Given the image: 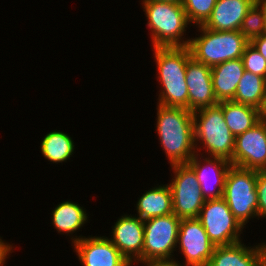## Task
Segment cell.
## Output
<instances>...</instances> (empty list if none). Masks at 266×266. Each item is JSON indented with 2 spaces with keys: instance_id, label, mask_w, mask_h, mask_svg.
Returning a JSON list of instances; mask_svg holds the SVG:
<instances>
[{
  "instance_id": "cell-13",
  "label": "cell",
  "mask_w": 266,
  "mask_h": 266,
  "mask_svg": "<svg viewBox=\"0 0 266 266\" xmlns=\"http://www.w3.org/2000/svg\"><path fill=\"white\" fill-rule=\"evenodd\" d=\"M114 223L111 238L108 239L132 266L139 265L144 246V221L138 216L123 213Z\"/></svg>"
},
{
  "instance_id": "cell-5",
  "label": "cell",
  "mask_w": 266,
  "mask_h": 266,
  "mask_svg": "<svg viewBox=\"0 0 266 266\" xmlns=\"http://www.w3.org/2000/svg\"><path fill=\"white\" fill-rule=\"evenodd\" d=\"M200 35L191 37L188 45L191 56L199 62L213 67L217 64L242 58L250 43L240 30L215 31L197 26Z\"/></svg>"
},
{
  "instance_id": "cell-31",
  "label": "cell",
  "mask_w": 266,
  "mask_h": 266,
  "mask_svg": "<svg viewBox=\"0 0 266 266\" xmlns=\"http://www.w3.org/2000/svg\"><path fill=\"white\" fill-rule=\"evenodd\" d=\"M258 109V121L266 125V94L261 100Z\"/></svg>"
},
{
  "instance_id": "cell-33",
  "label": "cell",
  "mask_w": 266,
  "mask_h": 266,
  "mask_svg": "<svg viewBox=\"0 0 266 266\" xmlns=\"http://www.w3.org/2000/svg\"><path fill=\"white\" fill-rule=\"evenodd\" d=\"M262 266H266V241H264V252L262 256Z\"/></svg>"
},
{
  "instance_id": "cell-32",
  "label": "cell",
  "mask_w": 266,
  "mask_h": 266,
  "mask_svg": "<svg viewBox=\"0 0 266 266\" xmlns=\"http://www.w3.org/2000/svg\"><path fill=\"white\" fill-rule=\"evenodd\" d=\"M254 3L261 10L263 17H264V20H265V24H266V0H254Z\"/></svg>"
},
{
  "instance_id": "cell-2",
  "label": "cell",
  "mask_w": 266,
  "mask_h": 266,
  "mask_svg": "<svg viewBox=\"0 0 266 266\" xmlns=\"http://www.w3.org/2000/svg\"><path fill=\"white\" fill-rule=\"evenodd\" d=\"M159 85L157 104L166 107L188 109V86L185 80L186 66L192 57L186 47H154L152 50Z\"/></svg>"
},
{
  "instance_id": "cell-23",
  "label": "cell",
  "mask_w": 266,
  "mask_h": 266,
  "mask_svg": "<svg viewBox=\"0 0 266 266\" xmlns=\"http://www.w3.org/2000/svg\"><path fill=\"white\" fill-rule=\"evenodd\" d=\"M265 94L266 78L245 70L232 101L258 108Z\"/></svg>"
},
{
  "instance_id": "cell-21",
  "label": "cell",
  "mask_w": 266,
  "mask_h": 266,
  "mask_svg": "<svg viewBox=\"0 0 266 266\" xmlns=\"http://www.w3.org/2000/svg\"><path fill=\"white\" fill-rule=\"evenodd\" d=\"M223 111L225 122L231 133L236 137L252 128L258 121V109L231 101H221L218 104Z\"/></svg>"
},
{
  "instance_id": "cell-18",
  "label": "cell",
  "mask_w": 266,
  "mask_h": 266,
  "mask_svg": "<svg viewBox=\"0 0 266 266\" xmlns=\"http://www.w3.org/2000/svg\"><path fill=\"white\" fill-rule=\"evenodd\" d=\"M244 71L242 58L228 60L211 67L213 91L218 102L234 99Z\"/></svg>"
},
{
  "instance_id": "cell-8",
  "label": "cell",
  "mask_w": 266,
  "mask_h": 266,
  "mask_svg": "<svg viewBox=\"0 0 266 266\" xmlns=\"http://www.w3.org/2000/svg\"><path fill=\"white\" fill-rule=\"evenodd\" d=\"M214 246H223L243 241L244 227L221 199L206 200L197 218Z\"/></svg>"
},
{
  "instance_id": "cell-7",
  "label": "cell",
  "mask_w": 266,
  "mask_h": 266,
  "mask_svg": "<svg viewBox=\"0 0 266 266\" xmlns=\"http://www.w3.org/2000/svg\"><path fill=\"white\" fill-rule=\"evenodd\" d=\"M180 221L174 213L144 220L142 263L176 258Z\"/></svg>"
},
{
  "instance_id": "cell-9",
  "label": "cell",
  "mask_w": 266,
  "mask_h": 266,
  "mask_svg": "<svg viewBox=\"0 0 266 266\" xmlns=\"http://www.w3.org/2000/svg\"><path fill=\"white\" fill-rule=\"evenodd\" d=\"M172 192L173 213L180 219L198 218L205 198L202 195L195 172L187 165H172Z\"/></svg>"
},
{
  "instance_id": "cell-22",
  "label": "cell",
  "mask_w": 266,
  "mask_h": 266,
  "mask_svg": "<svg viewBox=\"0 0 266 266\" xmlns=\"http://www.w3.org/2000/svg\"><path fill=\"white\" fill-rule=\"evenodd\" d=\"M73 138L63 131H50L42 138L40 151L42 156L53 164L67 162L75 154Z\"/></svg>"
},
{
  "instance_id": "cell-11",
  "label": "cell",
  "mask_w": 266,
  "mask_h": 266,
  "mask_svg": "<svg viewBox=\"0 0 266 266\" xmlns=\"http://www.w3.org/2000/svg\"><path fill=\"white\" fill-rule=\"evenodd\" d=\"M232 165L266 170V125L258 122L235 137Z\"/></svg>"
},
{
  "instance_id": "cell-25",
  "label": "cell",
  "mask_w": 266,
  "mask_h": 266,
  "mask_svg": "<svg viewBox=\"0 0 266 266\" xmlns=\"http://www.w3.org/2000/svg\"><path fill=\"white\" fill-rule=\"evenodd\" d=\"M217 0H183L185 14L191 24L196 27L204 25L211 16Z\"/></svg>"
},
{
  "instance_id": "cell-24",
  "label": "cell",
  "mask_w": 266,
  "mask_h": 266,
  "mask_svg": "<svg viewBox=\"0 0 266 266\" xmlns=\"http://www.w3.org/2000/svg\"><path fill=\"white\" fill-rule=\"evenodd\" d=\"M240 33L251 42L266 33V24L259 7L253 3L243 19Z\"/></svg>"
},
{
  "instance_id": "cell-28",
  "label": "cell",
  "mask_w": 266,
  "mask_h": 266,
  "mask_svg": "<svg viewBox=\"0 0 266 266\" xmlns=\"http://www.w3.org/2000/svg\"><path fill=\"white\" fill-rule=\"evenodd\" d=\"M14 244H10L2 239L0 236V266H6L7 263L6 260L11 255L10 253H13L16 246H13ZM14 248V249H13Z\"/></svg>"
},
{
  "instance_id": "cell-3",
  "label": "cell",
  "mask_w": 266,
  "mask_h": 266,
  "mask_svg": "<svg viewBox=\"0 0 266 266\" xmlns=\"http://www.w3.org/2000/svg\"><path fill=\"white\" fill-rule=\"evenodd\" d=\"M141 4L147 17L146 26L150 31L153 48L189 45L190 37L185 38V36L188 25L191 27V24L182 3L142 0Z\"/></svg>"
},
{
  "instance_id": "cell-16",
  "label": "cell",
  "mask_w": 266,
  "mask_h": 266,
  "mask_svg": "<svg viewBox=\"0 0 266 266\" xmlns=\"http://www.w3.org/2000/svg\"><path fill=\"white\" fill-rule=\"evenodd\" d=\"M242 242L215 246L207 266H262L264 241L254 246Z\"/></svg>"
},
{
  "instance_id": "cell-27",
  "label": "cell",
  "mask_w": 266,
  "mask_h": 266,
  "mask_svg": "<svg viewBox=\"0 0 266 266\" xmlns=\"http://www.w3.org/2000/svg\"><path fill=\"white\" fill-rule=\"evenodd\" d=\"M256 191L258 195V220L266 219V170L257 171Z\"/></svg>"
},
{
  "instance_id": "cell-4",
  "label": "cell",
  "mask_w": 266,
  "mask_h": 266,
  "mask_svg": "<svg viewBox=\"0 0 266 266\" xmlns=\"http://www.w3.org/2000/svg\"><path fill=\"white\" fill-rule=\"evenodd\" d=\"M196 153L220 157L231 162L235 137L225 122L222 108L217 104L193 112ZM205 149V152L201 150Z\"/></svg>"
},
{
  "instance_id": "cell-15",
  "label": "cell",
  "mask_w": 266,
  "mask_h": 266,
  "mask_svg": "<svg viewBox=\"0 0 266 266\" xmlns=\"http://www.w3.org/2000/svg\"><path fill=\"white\" fill-rule=\"evenodd\" d=\"M185 80L188 86L189 111L219 104L213 91L210 66L191 57L187 62Z\"/></svg>"
},
{
  "instance_id": "cell-17",
  "label": "cell",
  "mask_w": 266,
  "mask_h": 266,
  "mask_svg": "<svg viewBox=\"0 0 266 266\" xmlns=\"http://www.w3.org/2000/svg\"><path fill=\"white\" fill-rule=\"evenodd\" d=\"M253 3L254 0H217L211 16L203 26L215 31L240 30Z\"/></svg>"
},
{
  "instance_id": "cell-30",
  "label": "cell",
  "mask_w": 266,
  "mask_h": 266,
  "mask_svg": "<svg viewBox=\"0 0 266 266\" xmlns=\"http://www.w3.org/2000/svg\"><path fill=\"white\" fill-rule=\"evenodd\" d=\"M250 43L266 59V33L253 39Z\"/></svg>"
},
{
  "instance_id": "cell-12",
  "label": "cell",
  "mask_w": 266,
  "mask_h": 266,
  "mask_svg": "<svg viewBox=\"0 0 266 266\" xmlns=\"http://www.w3.org/2000/svg\"><path fill=\"white\" fill-rule=\"evenodd\" d=\"M187 165L195 172L205 200L223 198L230 161L220 157L195 154Z\"/></svg>"
},
{
  "instance_id": "cell-29",
  "label": "cell",
  "mask_w": 266,
  "mask_h": 266,
  "mask_svg": "<svg viewBox=\"0 0 266 266\" xmlns=\"http://www.w3.org/2000/svg\"><path fill=\"white\" fill-rule=\"evenodd\" d=\"M142 266H186L181 264L176 259H168V260H153L141 263Z\"/></svg>"
},
{
  "instance_id": "cell-26",
  "label": "cell",
  "mask_w": 266,
  "mask_h": 266,
  "mask_svg": "<svg viewBox=\"0 0 266 266\" xmlns=\"http://www.w3.org/2000/svg\"><path fill=\"white\" fill-rule=\"evenodd\" d=\"M244 69L266 78V59L249 43L242 55Z\"/></svg>"
},
{
  "instance_id": "cell-1",
  "label": "cell",
  "mask_w": 266,
  "mask_h": 266,
  "mask_svg": "<svg viewBox=\"0 0 266 266\" xmlns=\"http://www.w3.org/2000/svg\"><path fill=\"white\" fill-rule=\"evenodd\" d=\"M156 133L170 166L187 164L196 154L193 112L157 104Z\"/></svg>"
},
{
  "instance_id": "cell-19",
  "label": "cell",
  "mask_w": 266,
  "mask_h": 266,
  "mask_svg": "<svg viewBox=\"0 0 266 266\" xmlns=\"http://www.w3.org/2000/svg\"><path fill=\"white\" fill-rule=\"evenodd\" d=\"M51 215L53 228L62 235H69L72 244L85 237L76 234L88 222L89 215L83 206L70 200L62 201L53 208Z\"/></svg>"
},
{
  "instance_id": "cell-14",
  "label": "cell",
  "mask_w": 266,
  "mask_h": 266,
  "mask_svg": "<svg viewBox=\"0 0 266 266\" xmlns=\"http://www.w3.org/2000/svg\"><path fill=\"white\" fill-rule=\"evenodd\" d=\"M71 246L83 266H132L106 236H85Z\"/></svg>"
},
{
  "instance_id": "cell-20",
  "label": "cell",
  "mask_w": 266,
  "mask_h": 266,
  "mask_svg": "<svg viewBox=\"0 0 266 266\" xmlns=\"http://www.w3.org/2000/svg\"><path fill=\"white\" fill-rule=\"evenodd\" d=\"M137 215L143 221L173 213L172 192L168 184H157L145 191L136 203Z\"/></svg>"
},
{
  "instance_id": "cell-34",
  "label": "cell",
  "mask_w": 266,
  "mask_h": 266,
  "mask_svg": "<svg viewBox=\"0 0 266 266\" xmlns=\"http://www.w3.org/2000/svg\"><path fill=\"white\" fill-rule=\"evenodd\" d=\"M155 1L172 2V3H176V4L183 2V0H155Z\"/></svg>"
},
{
  "instance_id": "cell-10",
  "label": "cell",
  "mask_w": 266,
  "mask_h": 266,
  "mask_svg": "<svg viewBox=\"0 0 266 266\" xmlns=\"http://www.w3.org/2000/svg\"><path fill=\"white\" fill-rule=\"evenodd\" d=\"M176 252L185 258L186 266H207L214 251L206 230L197 218L181 219Z\"/></svg>"
},
{
  "instance_id": "cell-6",
  "label": "cell",
  "mask_w": 266,
  "mask_h": 266,
  "mask_svg": "<svg viewBox=\"0 0 266 266\" xmlns=\"http://www.w3.org/2000/svg\"><path fill=\"white\" fill-rule=\"evenodd\" d=\"M257 170L231 165L225 179L223 199L245 228L248 220L258 217Z\"/></svg>"
}]
</instances>
